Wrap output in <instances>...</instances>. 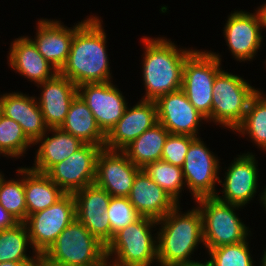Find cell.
Wrapping results in <instances>:
<instances>
[{"label": "cell", "instance_id": "6da1fadb", "mask_svg": "<svg viewBox=\"0 0 266 266\" xmlns=\"http://www.w3.org/2000/svg\"><path fill=\"white\" fill-rule=\"evenodd\" d=\"M88 19L75 31L69 56L58 71L77 87L86 83L113 81L102 17Z\"/></svg>", "mask_w": 266, "mask_h": 266}, {"label": "cell", "instance_id": "7a4b0ae2", "mask_svg": "<svg viewBox=\"0 0 266 266\" xmlns=\"http://www.w3.org/2000/svg\"><path fill=\"white\" fill-rule=\"evenodd\" d=\"M142 78L145 88L141 99L156 101L167 93L182 87L183 68L186 58L194 48L180 47L166 37L142 36Z\"/></svg>", "mask_w": 266, "mask_h": 266}, {"label": "cell", "instance_id": "3957f363", "mask_svg": "<svg viewBox=\"0 0 266 266\" xmlns=\"http://www.w3.org/2000/svg\"><path fill=\"white\" fill-rule=\"evenodd\" d=\"M180 204L157 221L156 266H184L196 262L194 252L202 243L203 220L196 206L183 212Z\"/></svg>", "mask_w": 266, "mask_h": 266}, {"label": "cell", "instance_id": "277c9868", "mask_svg": "<svg viewBox=\"0 0 266 266\" xmlns=\"http://www.w3.org/2000/svg\"><path fill=\"white\" fill-rule=\"evenodd\" d=\"M154 228L157 230V220L140 216L117 231L106 245L107 262L114 266H152L158 263Z\"/></svg>", "mask_w": 266, "mask_h": 266}, {"label": "cell", "instance_id": "5b68a950", "mask_svg": "<svg viewBox=\"0 0 266 266\" xmlns=\"http://www.w3.org/2000/svg\"><path fill=\"white\" fill-rule=\"evenodd\" d=\"M212 111L206 119L224 129L234 130L242 123L251 98L259 88L249 80L221 69L213 83Z\"/></svg>", "mask_w": 266, "mask_h": 266}, {"label": "cell", "instance_id": "8992f818", "mask_svg": "<svg viewBox=\"0 0 266 266\" xmlns=\"http://www.w3.org/2000/svg\"><path fill=\"white\" fill-rule=\"evenodd\" d=\"M194 202L202 214L203 248L206 251L224 245L237 244L253 236L250 228L236 212L244 207L220 201L215 196L201 197Z\"/></svg>", "mask_w": 266, "mask_h": 266}, {"label": "cell", "instance_id": "52a82bcc", "mask_svg": "<svg viewBox=\"0 0 266 266\" xmlns=\"http://www.w3.org/2000/svg\"><path fill=\"white\" fill-rule=\"evenodd\" d=\"M62 266H103L107 262L106 245L75 218L42 255Z\"/></svg>", "mask_w": 266, "mask_h": 266}, {"label": "cell", "instance_id": "ba28073f", "mask_svg": "<svg viewBox=\"0 0 266 266\" xmlns=\"http://www.w3.org/2000/svg\"><path fill=\"white\" fill-rule=\"evenodd\" d=\"M221 57L220 53L195 48L184 62L181 90L206 119L212 111V88L222 69Z\"/></svg>", "mask_w": 266, "mask_h": 266}, {"label": "cell", "instance_id": "9c48e42d", "mask_svg": "<svg viewBox=\"0 0 266 266\" xmlns=\"http://www.w3.org/2000/svg\"><path fill=\"white\" fill-rule=\"evenodd\" d=\"M201 138L197 137L190 143L182 166L186 188L194 200L216 195L221 175L219 170L222 169L221 159Z\"/></svg>", "mask_w": 266, "mask_h": 266}, {"label": "cell", "instance_id": "30bf717a", "mask_svg": "<svg viewBox=\"0 0 266 266\" xmlns=\"http://www.w3.org/2000/svg\"><path fill=\"white\" fill-rule=\"evenodd\" d=\"M75 218L76 203L73 193H65L50 207L29 215L24 223L28 228L33 249L43 255Z\"/></svg>", "mask_w": 266, "mask_h": 266}, {"label": "cell", "instance_id": "8fae6325", "mask_svg": "<svg viewBox=\"0 0 266 266\" xmlns=\"http://www.w3.org/2000/svg\"><path fill=\"white\" fill-rule=\"evenodd\" d=\"M242 154V155H241ZM255 153L247 151V153H240L231 164L226 168L223 180L219 179V186L222 189L217 191L215 197L220 201L236 204L242 207L250 204L256 193L260 192L259 183V169L258 160ZM222 195L220 196V194Z\"/></svg>", "mask_w": 266, "mask_h": 266}, {"label": "cell", "instance_id": "7c38bea8", "mask_svg": "<svg viewBox=\"0 0 266 266\" xmlns=\"http://www.w3.org/2000/svg\"><path fill=\"white\" fill-rule=\"evenodd\" d=\"M263 24L258 11L254 13L242 9L231 11L223 27V36L229 52L238 62L252 61L263 43Z\"/></svg>", "mask_w": 266, "mask_h": 266}, {"label": "cell", "instance_id": "4fadbf2b", "mask_svg": "<svg viewBox=\"0 0 266 266\" xmlns=\"http://www.w3.org/2000/svg\"><path fill=\"white\" fill-rule=\"evenodd\" d=\"M104 146L84 144L45 174L65 193H74L95 181L97 157Z\"/></svg>", "mask_w": 266, "mask_h": 266}, {"label": "cell", "instance_id": "5bb4252c", "mask_svg": "<svg viewBox=\"0 0 266 266\" xmlns=\"http://www.w3.org/2000/svg\"><path fill=\"white\" fill-rule=\"evenodd\" d=\"M112 82L86 83L77 87V94L91 110L105 135L121 119L129 103L118 85Z\"/></svg>", "mask_w": 266, "mask_h": 266}, {"label": "cell", "instance_id": "9a60e30c", "mask_svg": "<svg viewBox=\"0 0 266 266\" xmlns=\"http://www.w3.org/2000/svg\"><path fill=\"white\" fill-rule=\"evenodd\" d=\"M158 123L170 134L200 137V127L207 123L206 118L190 103L185 93H167L156 101ZM206 122V123H205Z\"/></svg>", "mask_w": 266, "mask_h": 266}, {"label": "cell", "instance_id": "2e32d148", "mask_svg": "<svg viewBox=\"0 0 266 266\" xmlns=\"http://www.w3.org/2000/svg\"><path fill=\"white\" fill-rule=\"evenodd\" d=\"M140 170L123 151L102 148L97 157L94 183L112 197H128Z\"/></svg>", "mask_w": 266, "mask_h": 266}, {"label": "cell", "instance_id": "e0dca14e", "mask_svg": "<svg viewBox=\"0 0 266 266\" xmlns=\"http://www.w3.org/2000/svg\"><path fill=\"white\" fill-rule=\"evenodd\" d=\"M76 218L90 233L107 245L111 240V226L106 212L111 195L95 183L73 193Z\"/></svg>", "mask_w": 266, "mask_h": 266}, {"label": "cell", "instance_id": "ac0fdd59", "mask_svg": "<svg viewBox=\"0 0 266 266\" xmlns=\"http://www.w3.org/2000/svg\"><path fill=\"white\" fill-rule=\"evenodd\" d=\"M87 19L74 23L73 27H67L60 19L40 17L36 23V36L32 38L27 35V37L34 43L39 53L59 71L69 56L75 31Z\"/></svg>", "mask_w": 266, "mask_h": 266}, {"label": "cell", "instance_id": "d6986e66", "mask_svg": "<svg viewBox=\"0 0 266 266\" xmlns=\"http://www.w3.org/2000/svg\"><path fill=\"white\" fill-rule=\"evenodd\" d=\"M156 123L158 119L155 101L141 99L132 107L129 104L121 119L106 135L104 148L122 151Z\"/></svg>", "mask_w": 266, "mask_h": 266}, {"label": "cell", "instance_id": "ffe728a7", "mask_svg": "<svg viewBox=\"0 0 266 266\" xmlns=\"http://www.w3.org/2000/svg\"><path fill=\"white\" fill-rule=\"evenodd\" d=\"M36 87L41 89L36 99L46 125L49 128H59L77 95V86L67 77L57 73L52 79L39 83Z\"/></svg>", "mask_w": 266, "mask_h": 266}, {"label": "cell", "instance_id": "44dd1931", "mask_svg": "<svg viewBox=\"0 0 266 266\" xmlns=\"http://www.w3.org/2000/svg\"><path fill=\"white\" fill-rule=\"evenodd\" d=\"M11 42L8 48L7 63L15 73L24 76L35 86L52 79L58 73L27 36H19Z\"/></svg>", "mask_w": 266, "mask_h": 266}, {"label": "cell", "instance_id": "7402d4cb", "mask_svg": "<svg viewBox=\"0 0 266 266\" xmlns=\"http://www.w3.org/2000/svg\"><path fill=\"white\" fill-rule=\"evenodd\" d=\"M3 114L16 121L34 144L49 129L44 121L36 96L21 91L2 94Z\"/></svg>", "mask_w": 266, "mask_h": 266}, {"label": "cell", "instance_id": "603a6c76", "mask_svg": "<svg viewBox=\"0 0 266 266\" xmlns=\"http://www.w3.org/2000/svg\"><path fill=\"white\" fill-rule=\"evenodd\" d=\"M128 199L140 216L157 221L178 205L143 169L137 173Z\"/></svg>", "mask_w": 266, "mask_h": 266}, {"label": "cell", "instance_id": "cb8c5ba5", "mask_svg": "<svg viewBox=\"0 0 266 266\" xmlns=\"http://www.w3.org/2000/svg\"><path fill=\"white\" fill-rule=\"evenodd\" d=\"M51 133V135H49ZM39 144V145H38ZM85 143L60 128H49L33 145L35 150L33 171L46 173L53 165L67 159Z\"/></svg>", "mask_w": 266, "mask_h": 266}, {"label": "cell", "instance_id": "d4e9b609", "mask_svg": "<svg viewBox=\"0 0 266 266\" xmlns=\"http://www.w3.org/2000/svg\"><path fill=\"white\" fill-rule=\"evenodd\" d=\"M59 128L85 144L105 145L106 135L98 127L91 110L78 94L72 100L67 116Z\"/></svg>", "mask_w": 266, "mask_h": 266}, {"label": "cell", "instance_id": "484cf974", "mask_svg": "<svg viewBox=\"0 0 266 266\" xmlns=\"http://www.w3.org/2000/svg\"><path fill=\"white\" fill-rule=\"evenodd\" d=\"M24 192L27 217L50 207L65 194L45 173L33 171L26 166H24Z\"/></svg>", "mask_w": 266, "mask_h": 266}, {"label": "cell", "instance_id": "4316f807", "mask_svg": "<svg viewBox=\"0 0 266 266\" xmlns=\"http://www.w3.org/2000/svg\"><path fill=\"white\" fill-rule=\"evenodd\" d=\"M169 134L162 124L156 123L122 151L133 164L143 169L146 165L161 160L163 147Z\"/></svg>", "mask_w": 266, "mask_h": 266}, {"label": "cell", "instance_id": "83f0119b", "mask_svg": "<svg viewBox=\"0 0 266 266\" xmlns=\"http://www.w3.org/2000/svg\"><path fill=\"white\" fill-rule=\"evenodd\" d=\"M239 137H248L257 149L266 154V94L262 90L251 98L242 123L234 130Z\"/></svg>", "mask_w": 266, "mask_h": 266}, {"label": "cell", "instance_id": "f1b7e54d", "mask_svg": "<svg viewBox=\"0 0 266 266\" xmlns=\"http://www.w3.org/2000/svg\"><path fill=\"white\" fill-rule=\"evenodd\" d=\"M32 249L28 251V247ZM27 252L32 254L30 256ZM40 255L33 249L29 232L24 222L15 227L0 230V262H21L27 265L36 260Z\"/></svg>", "mask_w": 266, "mask_h": 266}, {"label": "cell", "instance_id": "f546056e", "mask_svg": "<svg viewBox=\"0 0 266 266\" xmlns=\"http://www.w3.org/2000/svg\"><path fill=\"white\" fill-rule=\"evenodd\" d=\"M17 178H0V204L19 222L27 219V207L24 192V167L16 169ZM21 176V177H20Z\"/></svg>", "mask_w": 266, "mask_h": 266}, {"label": "cell", "instance_id": "4dcf8cb0", "mask_svg": "<svg viewBox=\"0 0 266 266\" xmlns=\"http://www.w3.org/2000/svg\"><path fill=\"white\" fill-rule=\"evenodd\" d=\"M143 170L178 204H181L182 191L186 188L182 168L158 160L146 165Z\"/></svg>", "mask_w": 266, "mask_h": 266}, {"label": "cell", "instance_id": "1f68e13d", "mask_svg": "<svg viewBox=\"0 0 266 266\" xmlns=\"http://www.w3.org/2000/svg\"><path fill=\"white\" fill-rule=\"evenodd\" d=\"M33 146L16 121L4 114L0 117V156L14 160L23 158Z\"/></svg>", "mask_w": 266, "mask_h": 266}, {"label": "cell", "instance_id": "d6a6232c", "mask_svg": "<svg viewBox=\"0 0 266 266\" xmlns=\"http://www.w3.org/2000/svg\"><path fill=\"white\" fill-rule=\"evenodd\" d=\"M248 240L205 251L209 255L208 261L212 266H255Z\"/></svg>", "mask_w": 266, "mask_h": 266}, {"label": "cell", "instance_id": "836d02e7", "mask_svg": "<svg viewBox=\"0 0 266 266\" xmlns=\"http://www.w3.org/2000/svg\"><path fill=\"white\" fill-rule=\"evenodd\" d=\"M106 212L110 220L111 239L117 231L135 222L140 217L128 197L111 196Z\"/></svg>", "mask_w": 266, "mask_h": 266}, {"label": "cell", "instance_id": "e575fe53", "mask_svg": "<svg viewBox=\"0 0 266 266\" xmlns=\"http://www.w3.org/2000/svg\"><path fill=\"white\" fill-rule=\"evenodd\" d=\"M195 138L190 135L169 134L163 147L161 160L182 168L190 143Z\"/></svg>", "mask_w": 266, "mask_h": 266}, {"label": "cell", "instance_id": "d590c367", "mask_svg": "<svg viewBox=\"0 0 266 266\" xmlns=\"http://www.w3.org/2000/svg\"><path fill=\"white\" fill-rule=\"evenodd\" d=\"M18 223L20 222L0 204V230L13 228Z\"/></svg>", "mask_w": 266, "mask_h": 266}, {"label": "cell", "instance_id": "8d00e7d4", "mask_svg": "<svg viewBox=\"0 0 266 266\" xmlns=\"http://www.w3.org/2000/svg\"><path fill=\"white\" fill-rule=\"evenodd\" d=\"M256 10L258 11L260 15V19L264 27L263 31H266V3L258 6Z\"/></svg>", "mask_w": 266, "mask_h": 266}, {"label": "cell", "instance_id": "74e56055", "mask_svg": "<svg viewBox=\"0 0 266 266\" xmlns=\"http://www.w3.org/2000/svg\"><path fill=\"white\" fill-rule=\"evenodd\" d=\"M25 266H48V261L42 255H40L36 260Z\"/></svg>", "mask_w": 266, "mask_h": 266}, {"label": "cell", "instance_id": "f35d334b", "mask_svg": "<svg viewBox=\"0 0 266 266\" xmlns=\"http://www.w3.org/2000/svg\"><path fill=\"white\" fill-rule=\"evenodd\" d=\"M264 187V189L258 194V200L260 201L259 203H260V205L263 207V208H265L264 210L266 211V185L265 186H263Z\"/></svg>", "mask_w": 266, "mask_h": 266}, {"label": "cell", "instance_id": "ab89813d", "mask_svg": "<svg viewBox=\"0 0 266 266\" xmlns=\"http://www.w3.org/2000/svg\"><path fill=\"white\" fill-rule=\"evenodd\" d=\"M184 266H212V264L206 259V262H203V260H201L200 262L196 261L191 264L184 265Z\"/></svg>", "mask_w": 266, "mask_h": 266}, {"label": "cell", "instance_id": "60d3db41", "mask_svg": "<svg viewBox=\"0 0 266 266\" xmlns=\"http://www.w3.org/2000/svg\"><path fill=\"white\" fill-rule=\"evenodd\" d=\"M0 266H25V265L21 262L8 261V262H0Z\"/></svg>", "mask_w": 266, "mask_h": 266}, {"label": "cell", "instance_id": "b9f144b4", "mask_svg": "<svg viewBox=\"0 0 266 266\" xmlns=\"http://www.w3.org/2000/svg\"><path fill=\"white\" fill-rule=\"evenodd\" d=\"M262 254V258H260L261 261H259V266H266V248L263 250Z\"/></svg>", "mask_w": 266, "mask_h": 266}, {"label": "cell", "instance_id": "7bdbcfd3", "mask_svg": "<svg viewBox=\"0 0 266 266\" xmlns=\"http://www.w3.org/2000/svg\"><path fill=\"white\" fill-rule=\"evenodd\" d=\"M3 115V108H2V94H0V117Z\"/></svg>", "mask_w": 266, "mask_h": 266}, {"label": "cell", "instance_id": "ee69618b", "mask_svg": "<svg viewBox=\"0 0 266 266\" xmlns=\"http://www.w3.org/2000/svg\"><path fill=\"white\" fill-rule=\"evenodd\" d=\"M48 266H62V265H58V264L48 261Z\"/></svg>", "mask_w": 266, "mask_h": 266}, {"label": "cell", "instance_id": "f6af8a7d", "mask_svg": "<svg viewBox=\"0 0 266 266\" xmlns=\"http://www.w3.org/2000/svg\"><path fill=\"white\" fill-rule=\"evenodd\" d=\"M103 266H114V265L110 264L109 262H106Z\"/></svg>", "mask_w": 266, "mask_h": 266}, {"label": "cell", "instance_id": "bcb514c9", "mask_svg": "<svg viewBox=\"0 0 266 266\" xmlns=\"http://www.w3.org/2000/svg\"><path fill=\"white\" fill-rule=\"evenodd\" d=\"M4 174L2 173L1 169H0V178L3 176Z\"/></svg>", "mask_w": 266, "mask_h": 266}]
</instances>
